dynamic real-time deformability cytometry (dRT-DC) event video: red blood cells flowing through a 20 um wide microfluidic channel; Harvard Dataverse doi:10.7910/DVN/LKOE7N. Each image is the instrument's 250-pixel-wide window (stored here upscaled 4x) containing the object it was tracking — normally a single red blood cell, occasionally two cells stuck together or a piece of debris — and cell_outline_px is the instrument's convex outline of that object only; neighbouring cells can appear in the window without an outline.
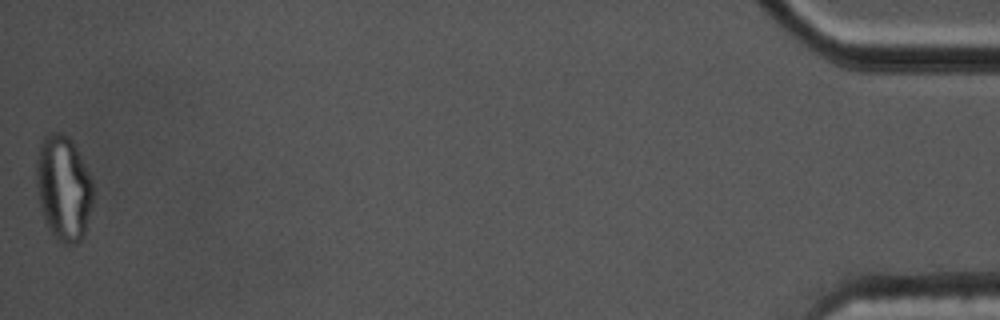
{"species": "common noctule bat (a hibernating species)", "species_latin": "Nyctalus noctula", "temperature_condition": "cold", "stored_images_in_passage": 53, "segment_of_instrument_passage": [2, 2], "camera_frame_rate_fps": 3000, "um_per_image_px": 0.085, "animal": {"sex": "male", "body_mass_g": 17.5, "forearm_length_mm": 52.3}, "frame": {"image": 1, "passage_image": 53, "time_ms": 17.333, "image_size_px": [1000, 320], "cell_outline_px": [[92, 204], [84, 236], [76, 244], [60, 244], [56, 240], [44, 220], [40, 204], [36, 184], [36, 160], [40, 144], [44, 136], [48, 132], [56, 132], [68, 136], [72, 140], [92, 176]], "centroid_in_image_um": [5.4, 15.98], "position_along_channel_um": 429.8, "area_um2": 35.08}}